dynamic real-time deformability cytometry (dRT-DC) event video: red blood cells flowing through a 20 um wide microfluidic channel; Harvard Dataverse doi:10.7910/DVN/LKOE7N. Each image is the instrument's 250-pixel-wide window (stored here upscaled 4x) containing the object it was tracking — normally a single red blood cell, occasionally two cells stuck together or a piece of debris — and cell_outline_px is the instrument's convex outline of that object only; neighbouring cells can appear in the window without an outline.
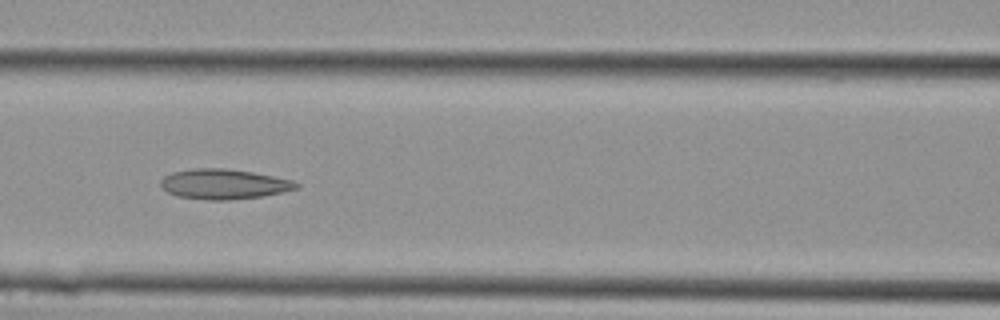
{"species": "Egyptian fruit bat (a non-hibernating species)", "species_latin": "Rousettus aegyptiacus", "temperature_condition": "cold", "stored_images_in_passage": 17, "camera_frame_rate_fps": 3000, "um_per_image_px": 0.085, "animal": {"sex": "female"}, "frame": {"image": 1, "passage_image": 12, "time_ms": 3.667, "image_size_px": [1000, 320], "cell_outline_px": [[300, 184], [296, 188], [264, 196], [228, 200], [208, 200], [176, 196], [168, 192], [160, 184], [160, 180], [164, 176], [172, 172], [192, 168], [224, 168], [252, 172], [292, 180]], "centroid_in_image_um": [18.98, 15.64], "position_along_channel_um": 147.6, "area_um2": 23.64}}
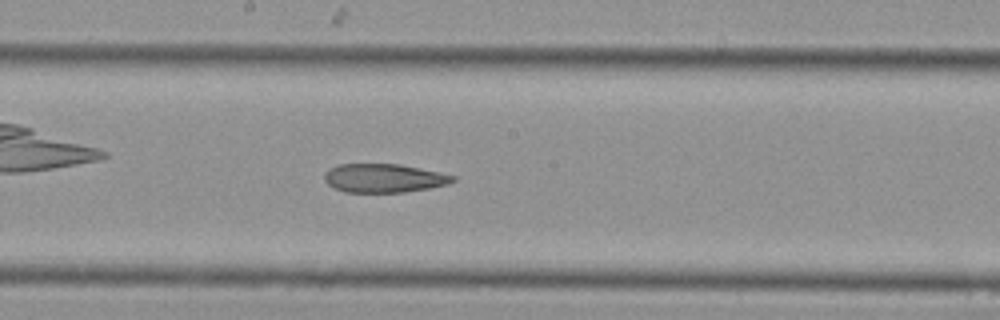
{"frame": {"image": 2, "passage_image": 15, "time_ms": 4.667, "image_size_px": [1000, 320], "cell_outline_px": [[456, 180], [448, 184], [428, 188], [404, 192], [344, 192], [328, 184], [324, 180], [324, 172], [328, 168], [340, 164], [400, 164], [420, 168], [456, 176]], "centroid_in_image_um": [32.61, 15.13], "position_along_channel_um": 215.6, "area_um2": 21.44}}
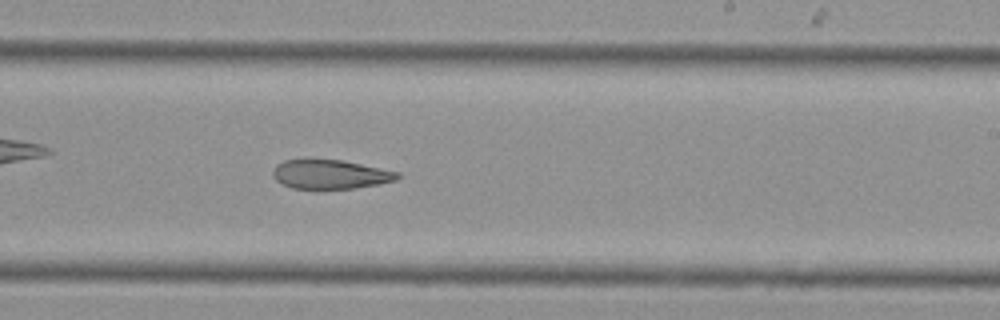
{"frame": {"image": 3, "passage_image": 17, "time_ms": 5.333, "image_size_px": [1000, 320], "cell_outline_px": [[400, 176], [396, 180], [376, 184], [352, 188], [292, 188], [276, 180], [272, 176], [272, 172], [276, 164], [284, 160], [340, 160], [400, 172]], "centroid_in_image_um": [28.05, 14.81], "position_along_channel_um": 260.9, "area_um2": 20.69}}